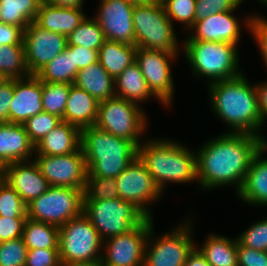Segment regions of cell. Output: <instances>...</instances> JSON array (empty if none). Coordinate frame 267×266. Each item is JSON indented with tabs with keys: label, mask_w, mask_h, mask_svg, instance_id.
<instances>
[{
	"label": "cell",
	"mask_w": 267,
	"mask_h": 266,
	"mask_svg": "<svg viewBox=\"0 0 267 266\" xmlns=\"http://www.w3.org/2000/svg\"><path fill=\"white\" fill-rule=\"evenodd\" d=\"M263 146V138L247 133L223 134L209 139L196 151L197 183L203 190L242 187L251 161ZM215 187V188H214Z\"/></svg>",
	"instance_id": "6da1fadb"
},
{
	"label": "cell",
	"mask_w": 267,
	"mask_h": 266,
	"mask_svg": "<svg viewBox=\"0 0 267 266\" xmlns=\"http://www.w3.org/2000/svg\"><path fill=\"white\" fill-rule=\"evenodd\" d=\"M214 114L228 125L230 133L258 135L262 129L256 85L244 73L207 84Z\"/></svg>",
	"instance_id": "7a4b0ae2"
},
{
	"label": "cell",
	"mask_w": 267,
	"mask_h": 266,
	"mask_svg": "<svg viewBox=\"0 0 267 266\" xmlns=\"http://www.w3.org/2000/svg\"><path fill=\"white\" fill-rule=\"evenodd\" d=\"M195 153L178 141L165 138L147 139L138 147V157L162 193L170 182L198 181Z\"/></svg>",
	"instance_id": "3957f363"
},
{
	"label": "cell",
	"mask_w": 267,
	"mask_h": 266,
	"mask_svg": "<svg viewBox=\"0 0 267 266\" xmlns=\"http://www.w3.org/2000/svg\"><path fill=\"white\" fill-rule=\"evenodd\" d=\"M81 148L91 176L116 178L138 157V146L96 126L81 130Z\"/></svg>",
	"instance_id": "277c9868"
},
{
	"label": "cell",
	"mask_w": 267,
	"mask_h": 266,
	"mask_svg": "<svg viewBox=\"0 0 267 266\" xmlns=\"http://www.w3.org/2000/svg\"><path fill=\"white\" fill-rule=\"evenodd\" d=\"M181 48L196 78H207V84L240 76L237 45L226 42L184 41Z\"/></svg>",
	"instance_id": "5b68a950"
},
{
	"label": "cell",
	"mask_w": 267,
	"mask_h": 266,
	"mask_svg": "<svg viewBox=\"0 0 267 266\" xmlns=\"http://www.w3.org/2000/svg\"><path fill=\"white\" fill-rule=\"evenodd\" d=\"M135 46L179 53L174 24L161 2L135 4L133 9Z\"/></svg>",
	"instance_id": "8992f818"
},
{
	"label": "cell",
	"mask_w": 267,
	"mask_h": 266,
	"mask_svg": "<svg viewBox=\"0 0 267 266\" xmlns=\"http://www.w3.org/2000/svg\"><path fill=\"white\" fill-rule=\"evenodd\" d=\"M83 214L91 221L103 241L130 232L148 218L133 203L120 198L83 201Z\"/></svg>",
	"instance_id": "52a82bcc"
},
{
	"label": "cell",
	"mask_w": 267,
	"mask_h": 266,
	"mask_svg": "<svg viewBox=\"0 0 267 266\" xmlns=\"http://www.w3.org/2000/svg\"><path fill=\"white\" fill-rule=\"evenodd\" d=\"M146 117L139 104L115 96L99 102L95 126L139 147L147 129Z\"/></svg>",
	"instance_id": "ba28073f"
},
{
	"label": "cell",
	"mask_w": 267,
	"mask_h": 266,
	"mask_svg": "<svg viewBox=\"0 0 267 266\" xmlns=\"http://www.w3.org/2000/svg\"><path fill=\"white\" fill-rule=\"evenodd\" d=\"M83 201L81 189L49 186L45 193L27 204V218L60 227L83 213Z\"/></svg>",
	"instance_id": "9c48e42d"
},
{
	"label": "cell",
	"mask_w": 267,
	"mask_h": 266,
	"mask_svg": "<svg viewBox=\"0 0 267 266\" xmlns=\"http://www.w3.org/2000/svg\"><path fill=\"white\" fill-rule=\"evenodd\" d=\"M103 240L82 213L59 227V257L61 263L101 260Z\"/></svg>",
	"instance_id": "30bf717a"
},
{
	"label": "cell",
	"mask_w": 267,
	"mask_h": 266,
	"mask_svg": "<svg viewBox=\"0 0 267 266\" xmlns=\"http://www.w3.org/2000/svg\"><path fill=\"white\" fill-rule=\"evenodd\" d=\"M191 222L193 221L186 219L159 238L154 237L152 225L145 247L144 266H184L188 255L196 247Z\"/></svg>",
	"instance_id": "8fae6325"
},
{
	"label": "cell",
	"mask_w": 267,
	"mask_h": 266,
	"mask_svg": "<svg viewBox=\"0 0 267 266\" xmlns=\"http://www.w3.org/2000/svg\"><path fill=\"white\" fill-rule=\"evenodd\" d=\"M177 57L176 53L143 47L137 48L136 51L135 62L139 65L150 90L164 104V107L173 104L175 84L170 63L175 62Z\"/></svg>",
	"instance_id": "7c38bea8"
},
{
	"label": "cell",
	"mask_w": 267,
	"mask_h": 266,
	"mask_svg": "<svg viewBox=\"0 0 267 266\" xmlns=\"http://www.w3.org/2000/svg\"><path fill=\"white\" fill-rule=\"evenodd\" d=\"M116 183L120 199L133 203L153 219L150 205L158 201L163 193L139 157L116 177Z\"/></svg>",
	"instance_id": "4fadbf2b"
},
{
	"label": "cell",
	"mask_w": 267,
	"mask_h": 266,
	"mask_svg": "<svg viewBox=\"0 0 267 266\" xmlns=\"http://www.w3.org/2000/svg\"><path fill=\"white\" fill-rule=\"evenodd\" d=\"M153 219L147 218L130 232L103 241L102 266H144L145 247Z\"/></svg>",
	"instance_id": "5bb4252c"
},
{
	"label": "cell",
	"mask_w": 267,
	"mask_h": 266,
	"mask_svg": "<svg viewBox=\"0 0 267 266\" xmlns=\"http://www.w3.org/2000/svg\"><path fill=\"white\" fill-rule=\"evenodd\" d=\"M33 160L49 186L78 188L84 191L88 169L81 147L68 155H34Z\"/></svg>",
	"instance_id": "9a60e30c"
},
{
	"label": "cell",
	"mask_w": 267,
	"mask_h": 266,
	"mask_svg": "<svg viewBox=\"0 0 267 266\" xmlns=\"http://www.w3.org/2000/svg\"><path fill=\"white\" fill-rule=\"evenodd\" d=\"M23 43L29 72L36 75L49 61L65 50L67 37L31 22L24 29Z\"/></svg>",
	"instance_id": "2e32d148"
},
{
	"label": "cell",
	"mask_w": 267,
	"mask_h": 266,
	"mask_svg": "<svg viewBox=\"0 0 267 266\" xmlns=\"http://www.w3.org/2000/svg\"><path fill=\"white\" fill-rule=\"evenodd\" d=\"M133 3L126 0H100L97 15L105 39L135 45Z\"/></svg>",
	"instance_id": "e0dca14e"
},
{
	"label": "cell",
	"mask_w": 267,
	"mask_h": 266,
	"mask_svg": "<svg viewBox=\"0 0 267 266\" xmlns=\"http://www.w3.org/2000/svg\"><path fill=\"white\" fill-rule=\"evenodd\" d=\"M235 11L212 14L206 19L195 22L188 30L193 33L185 41L226 42L238 45L242 27L239 18L234 16Z\"/></svg>",
	"instance_id": "ac0fdd59"
},
{
	"label": "cell",
	"mask_w": 267,
	"mask_h": 266,
	"mask_svg": "<svg viewBox=\"0 0 267 266\" xmlns=\"http://www.w3.org/2000/svg\"><path fill=\"white\" fill-rule=\"evenodd\" d=\"M43 112L42 81L36 75L14 79V95L9 109V122L23 124Z\"/></svg>",
	"instance_id": "d6986e66"
},
{
	"label": "cell",
	"mask_w": 267,
	"mask_h": 266,
	"mask_svg": "<svg viewBox=\"0 0 267 266\" xmlns=\"http://www.w3.org/2000/svg\"><path fill=\"white\" fill-rule=\"evenodd\" d=\"M5 182L19 194L26 205L45 193L49 187L33 159L10 163Z\"/></svg>",
	"instance_id": "ffe728a7"
},
{
	"label": "cell",
	"mask_w": 267,
	"mask_h": 266,
	"mask_svg": "<svg viewBox=\"0 0 267 266\" xmlns=\"http://www.w3.org/2000/svg\"><path fill=\"white\" fill-rule=\"evenodd\" d=\"M266 153L267 139L264 137L263 146L253 157L242 187L236 193L241 201L252 206H267V157H264Z\"/></svg>",
	"instance_id": "44dd1931"
},
{
	"label": "cell",
	"mask_w": 267,
	"mask_h": 266,
	"mask_svg": "<svg viewBox=\"0 0 267 266\" xmlns=\"http://www.w3.org/2000/svg\"><path fill=\"white\" fill-rule=\"evenodd\" d=\"M33 154L35 145L22 124L0 123V157L10 164L31 160Z\"/></svg>",
	"instance_id": "7402d4cb"
},
{
	"label": "cell",
	"mask_w": 267,
	"mask_h": 266,
	"mask_svg": "<svg viewBox=\"0 0 267 266\" xmlns=\"http://www.w3.org/2000/svg\"><path fill=\"white\" fill-rule=\"evenodd\" d=\"M83 9L40 4L35 23L43 29L68 36L87 17Z\"/></svg>",
	"instance_id": "603a6c76"
},
{
	"label": "cell",
	"mask_w": 267,
	"mask_h": 266,
	"mask_svg": "<svg viewBox=\"0 0 267 266\" xmlns=\"http://www.w3.org/2000/svg\"><path fill=\"white\" fill-rule=\"evenodd\" d=\"M99 102L85 90L72 84L67 98L63 122L80 130L95 126Z\"/></svg>",
	"instance_id": "cb8c5ba5"
},
{
	"label": "cell",
	"mask_w": 267,
	"mask_h": 266,
	"mask_svg": "<svg viewBox=\"0 0 267 266\" xmlns=\"http://www.w3.org/2000/svg\"><path fill=\"white\" fill-rule=\"evenodd\" d=\"M80 147L81 130L62 121L35 145L34 155H68L76 152Z\"/></svg>",
	"instance_id": "d4e9b609"
},
{
	"label": "cell",
	"mask_w": 267,
	"mask_h": 266,
	"mask_svg": "<svg viewBox=\"0 0 267 266\" xmlns=\"http://www.w3.org/2000/svg\"><path fill=\"white\" fill-rule=\"evenodd\" d=\"M85 90L98 102L115 97V79L96 62L78 71L73 83Z\"/></svg>",
	"instance_id": "484cf974"
},
{
	"label": "cell",
	"mask_w": 267,
	"mask_h": 266,
	"mask_svg": "<svg viewBox=\"0 0 267 266\" xmlns=\"http://www.w3.org/2000/svg\"><path fill=\"white\" fill-rule=\"evenodd\" d=\"M115 93L117 97L135 102L139 105L140 102L148 101L151 97L156 98L161 105L163 104L150 90L136 62L128 66L115 79Z\"/></svg>",
	"instance_id": "4316f807"
},
{
	"label": "cell",
	"mask_w": 267,
	"mask_h": 266,
	"mask_svg": "<svg viewBox=\"0 0 267 266\" xmlns=\"http://www.w3.org/2000/svg\"><path fill=\"white\" fill-rule=\"evenodd\" d=\"M136 51L135 45L106 39L98 50V62L111 77L116 79L136 61Z\"/></svg>",
	"instance_id": "83f0119b"
},
{
	"label": "cell",
	"mask_w": 267,
	"mask_h": 266,
	"mask_svg": "<svg viewBox=\"0 0 267 266\" xmlns=\"http://www.w3.org/2000/svg\"><path fill=\"white\" fill-rule=\"evenodd\" d=\"M200 247L196 245L211 266H238L236 238L212 233Z\"/></svg>",
	"instance_id": "f1b7e54d"
},
{
	"label": "cell",
	"mask_w": 267,
	"mask_h": 266,
	"mask_svg": "<svg viewBox=\"0 0 267 266\" xmlns=\"http://www.w3.org/2000/svg\"><path fill=\"white\" fill-rule=\"evenodd\" d=\"M78 73L74 67L72 45H67L65 50L49 61L36 76L47 83L73 84Z\"/></svg>",
	"instance_id": "f546056e"
},
{
	"label": "cell",
	"mask_w": 267,
	"mask_h": 266,
	"mask_svg": "<svg viewBox=\"0 0 267 266\" xmlns=\"http://www.w3.org/2000/svg\"><path fill=\"white\" fill-rule=\"evenodd\" d=\"M22 238L28 250L59 248V227L27 218Z\"/></svg>",
	"instance_id": "4dcf8cb0"
},
{
	"label": "cell",
	"mask_w": 267,
	"mask_h": 266,
	"mask_svg": "<svg viewBox=\"0 0 267 266\" xmlns=\"http://www.w3.org/2000/svg\"><path fill=\"white\" fill-rule=\"evenodd\" d=\"M39 6L36 0H0L1 21L25 29L35 21Z\"/></svg>",
	"instance_id": "1f68e13d"
},
{
	"label": "cell",
	"mask_w": 267,
	"mask_h": 266,
	"mask_svg": "<svg viewBox=\"0 0 267 266\" xmlns=\"http://www.w3.org/2000/svg\"><path fill=\"white\" fill-rule=\"evenodd\" d=\"M0 72L7 79H23L31 75L24 45H0Z\"/></svg>",
	"instance_id": "d6a6232c"
},
{
	"label": "cell",
	"mask_w": 267,
	"mask_h": 266,
	"mask_svg": "<svg viewBox=\"0 0 267 266\" xmlns=\"http://www.w3.org/2000/svg\"><path fill=\"white\" fill-rule=\"evenodd\" d=\"M105 40V36L98 21L94 17H86L81 24L67 36V45L99 50Z\"/></svg>",
	"instance_id": "836d02e7"
},
{
	"label": "cell",
	"mask_w": 267,
	"mask_h": 266,
	"mask_svg": "<svg viewBox=\"0 0 267 266\" xmlns=\"http://www.w3.org/2000/svg\"><path fill=\"white\" fill-rule=\"evenodd\" d=\"M71 85L42 82L43 111L55 115L62 120Z\"/></svg>",
	"instance_id": "e575fe53"
},
{
	"label": "cell",
	"mask_w": 267,
	"mask_h": 266,
	"mask_svg": "<svg viewBox=\"0 0 267 266\" xmlns=\"http://www.w3.org/2000/svg\"><path fill=\"white\" fill-rule=\"evenodd\" d=\"M83 196L84 201L119 198L116 178L91 176L87 173Z\"/></svg>",
	"instance_id": "d590c367"
},
{
	"label": "cell",
	"mask_w": 267,
	"mask_h": 266,
	"mask_svg": "<svg viewBox=\"0 0 267 266\" xmlns=\"http://www.w3.org/2000/svg\"><path fill=\"white\" fill-rule=\"evenodd\" d=\"M166 15L174 21L190 29L195 23L196 0H161Z\"/></svg>",
	"instance_id": "8d00e7d4"
},
{
	"label": "cell",
	"mask_w": 267,
	"mask_h": 266,
	"mask_svg": "<svg viewBox=\"0 0 267 266\" xmlns=\"http://www.w3.org/2000/svg\"><path fill=\"white\" fill-rule=\"evenodd\" d=\"M61 122L62 120L59 117L43 111L30 117L22 125L32 143L36 145Z\"/></svg>",
	"instance_id": "74e56055"
},
{
	"label": "cell",
	"mask_w": 267,
	"mask_h": 266,
	"mask_svg": "<svg viewBox=\"0 0 267 266\" xmlns=\"http://www.w3.org/2000/svg\"><path fill=\"white\" fill-rule=\"evenodd\" d=\"M0 216L27 217V205L5 181L0 182Z\"/></svg>",
	"instance_id": "f35d334b"
},
{
	"label": "cell",
	"mask_w": 267,
	"mask_h": 266,
	"mask_svg": "<svg viewBox=\"0 0 267 266\" xmlns=\"http://www.w3.org/2000/svg\"><path fill=\"white\" fill-rule=\"evenodd\" d=\"M27 253L22 237L0 242V266H25Z\"/></svg>",
	"instance_id": "ab89813d"
},
{
	"label": "cell",
	"mask_w": 267,
	"mask_h": 266,
	"mask_svg": "<svg viewBox=\"0 0 267 266\" xmlns=\"http://www.w3.org/2000/svg\"><path fill=\"white\" fill-rule=\"evenodd\" d=\"M236 239L243 246L267 252V218L253 223Z\"/></svg>",
	"instance_id": "60d3db41"
},
{
	"label": "cell",
	"mask_w": 267,
	"mask_h": 266,
	"mask_svg": "<svg viewBox=\"0 0 267 266\" xmlns=\"http://www.w3.org/2000/svg\"><path fill=\"white\" fill-rule=\"evenodd\" d=\"M244 0H196L195 22L212 14L238 9Z\"/></svg>",
	"instance_id": "b9f144b4"
},
{
	"label": "cell",
	"mask_w": 267,
	"mask_h": 266,
	"mask_svg": "<svg viewBox=\"0 0 267 266\" xmlns=\"http://www.w3.org/2000/svg\"><path fill=\"white\" fill-rule=\"evenodd\" d=\"M244 19L245 26L247 27L249 34L253 36V39L258 45L264 64L267 67V19L260 15L246 16Z\"/></svg>",
	"instance_id": "7bdbcfd3"
},
{
	"label": "cell",
	"mask_w": 267,
	"mask_h": 266,
	"mask_svg": "<svg viewBox=\"0 0 267 266\" xmlns=\"http://www.w3.org/2000/svg\"><path fill=\"white\" fill-rule=\"evenodd\" d=\"M25 266H61L59 248L28 250Z\"/></svg>",
	"instance_id": "ee69618b"
},
{
	"label": "cell",
	"mask_w": 267,
	"mask_h": 266,
	"mask_svg": "<svg viewBox=\"0 0 267 266\" xmlns=\"http://www.w3.org/2000/svg\"><path fill=\"white\" fill-rule=\"evenodd\" d=\"M27 217L0 216V242L21 238Z\"/></svg>",
	"instance_id": "f6af8a7d"
},
{
	"label": "cell",
	"mask_w": 267,
	"mask_h": 266,
	"mask_svg": "<svg viewBox=\"0 0 267 266\" xmlns=\"http://www.w3.org/2000/svg\"><path fill=\"white\" fill-rule=\"evenodd\" d=\"M238 266H267V252L248 248L237 241Z\"/></svg>",
	"instance_id": "bcb514c9"
},
{
	"label": "cell",
	"mask_w": 267,
	"mask_h": 266,
	"mask_svg": "<svg viewBox=\"0 0 267 266\" xmlns=\"http://www.w3.org/2000/svg\"><path fill=\"white\" fill-rule=\"evenodd\" d=\"M24 29L0 22V45H24Z\"/></svg>",
	"instance_id": "7dc6e473"
},
{
	"label": "cell",
	"mask_w": 267,
	"mask_h": 266,
	"mask_svg": "<svg viewBox=\"0 0 267 266\" xmlns=\"http://www.w3.org/2000/svg\"><path fill=\"white\" fill-rule=\"evenodd\" d=\"M14 95V79L0 85V123L9 122V109Z\"/></svg>",
	"instance_id": "c3c4849f"
},
{
	"label": "cell",
	"mask_w": 267,
	"mask_h": 266,
	"mask_svg": "<svg viewBox=\"0 0 267 266\" xmlns=\"http://www.w3.org/2000/svg\"><path fill=\"white\" fill-rule=\"evenodd\" d=\"M74 67L79 70L98 62V50L86 49L82 46H72Z\"/></svg>",
	"instance_id": "681fc988"
},
{
	"label": "cell",
	"mask_w": 267,
	"mask_h": 266,
	"mask_svg": "<svg viewBox=\"0 0 267 266\" xmlns=\"http://www.w3.org/2000/svg\"><path fill=\"white\" fill-rule=\"evenodd\" d=\"M256 85L258 95V107L261 116L262 128L267 120V82H258Z\"/></svg>",
	"instance_id": "f907efd6"
},
{
	"label": "cell",
	"mask_w": 267,
	"mask_h": 266,
	"mask_svg": "<svg viewBox=\"0 0 267 266\" xmlns=\"http://www.w3.org/2000/svg\"><path fill=\"white\" fill-rule=\"evenodd\" d=\"M184 266H211L200 251L195 247L188 255Z\"/></svg>",
	"instance_id": "816d5d0a"
},
{
	"label": "cell",
	"mask_w": 267,
	"mask_h": 266,
	"mask_svg": "<svg viewBox=\"0 0 267 266\" xmlns=\"http://www.w3.org/2000/svg\"><path fill=\"white\" fill-rule=\"evenodd\" d=\"M84 0H49L48 4L57 7H67V8H79L83 9Z\"/></svg>",
	"instance_id": "f5cc1de1"
},
{
	"label": "cell",
	"mask_w": 267,
	"mask_h": 266,
	"mask_svg": "<svg viewBox=\"0 0 267 266\" xmlns=\"http://www.w3.org/2000/svg\"><path fill=\"white\" fill-rule=\"evenodd\" d=\"M61 266H102L101 260L89 262L61 263Z\"/></svg>",
	"instance_id": "db71d44e"
},
{
	"label": "cell",
	"mask_w": 267,
	"mask_h": 266,
	"mask_svg": "<svg viewBox=\"0 0 267 266\" xmlns=\"http://www.w3.org/2000/svg\"><path fill=\"white\" fill-rule=\"evenodd\" d=\"M8 165L9 164L2 157H0V182L6 180Z\"/></svg>",
	"instance_id": "11a10c76"
},
{
	"label": "cell",
	"mask_w": 267,
	"mask_h": 266,
	"mask_svg": "<svg viewBox=\"0 0 267 266\" xmlns=\"http://www.w3.org/2000/svg\"><path fill=\"white\" fill-rule=\"evenodd\" d=\"M133 4H140V3H150V2H161V0H126Z\"/></svg>",
	"instance_id": "9f6ffc18"
},
{
	"label": "cell",
	"mask_w": 267,
	"mask_h": 266,
	"mask_svg": "<svg viewBox=\"0 0 267 266\" xmlns=\"http://www.w3.org/2000/svg\"><path fill=\"white\" fill-rule=\"evenodd\" d=\"M7 78L0 72V85L5 82Z\"/></svg>",
	"instance_id": "6f0895ef"
},
{
	"label": "cell",
	"mask_w": 267,
	"mask_h": 266,
	"mask_svg": "<svg viewBox=\"0 0 267 266\" xmlns=\"http://www.w3.org/2000/svg\"><path fill=\"white\" fill-rule=\"evenodd\" d=\"M258 2L262 3V6H267V0H258Z\"/></svg>",
	"instance_id": "680465c9"
},
{
	"label": "cell",
	"mask_w": 267,
	"mask_h": 266,
	"mask_svg": "<svg viewBox=\"0 0 267 266\" xmlns=\"http://www.w3.org/2000/svg\"><path fill=\"white\" fill-rule=\"evenodd\" d=\"M39 4L48 3L49 0H36Z\"/></svg>",
	"instance_id": "91938a15"
}]
</instances>
